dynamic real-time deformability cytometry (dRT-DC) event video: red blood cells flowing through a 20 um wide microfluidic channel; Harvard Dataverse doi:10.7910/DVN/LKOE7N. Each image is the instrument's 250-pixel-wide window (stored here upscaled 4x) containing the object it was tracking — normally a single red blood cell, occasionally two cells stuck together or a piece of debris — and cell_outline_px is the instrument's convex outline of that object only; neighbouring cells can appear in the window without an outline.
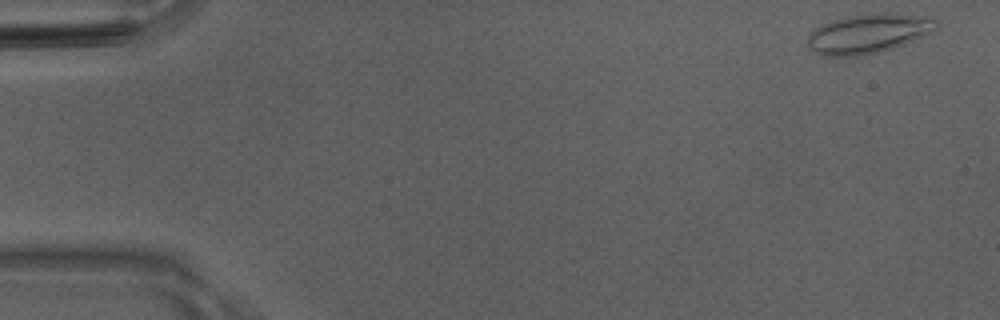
{"species": "Egyptian fruit bat (a non-hibernating species)", "species_latin": "Rousettus aegyptiacus", "temperature_condition": "room temperature", "stored_images_in_passage": 45, "camera_frame_rate_fps": 3000, "um_per_image_px": 0.085, "animal": {"sex": "male"}, "frame": {"image": 1, "passage_image": 1, "time_ms": 0.0, "image_size_px": [1000, 320], "cell_outline_px": [[940, 24], [936, 32], [904, 44], [892, 48], [876, 52], [856, 56], [824, 56], [812, 52], [808, 44], [808, 36], [816, 28], [824, 24], [844, 16], [896, 12], [932, 16]], "centroid_in_image_um": [73.91, 2.83], "position_along_channel_um": 11.1, "area_um2": 29.88}}
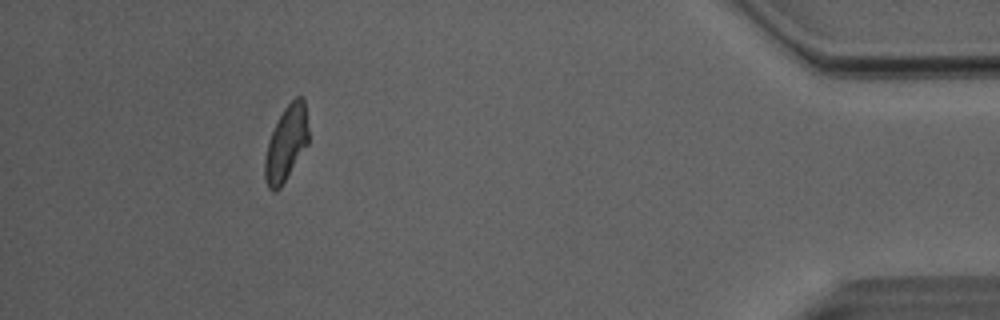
{"frame": {"image": 2, "passage_image": 45, "time_ms": 14.667, "image_size_px": [1000, 320], "cell_outline_px": [[308, 144], [280, 188], [272, 192], [268, 188], [264, 180], [264, 160], [268, 140], [284, 108], [296, 96], [304, 96], [308, 128]], "centroid_in_image_um": [24.32, 12.2], "position_along_channel_um": 410.9, "area_um2": 19.07}, "authors_computed_cell_mechanics": {"area_um2": 20.519, "velocity_mm_per_s": 4.0647, "shape_relaxation_time_tau1_ms": null, "shape_relaxation_time_tau2_ms": 2.8328, "deformation_change_tau1": null, "deformation_change_tau2": 0.074}}